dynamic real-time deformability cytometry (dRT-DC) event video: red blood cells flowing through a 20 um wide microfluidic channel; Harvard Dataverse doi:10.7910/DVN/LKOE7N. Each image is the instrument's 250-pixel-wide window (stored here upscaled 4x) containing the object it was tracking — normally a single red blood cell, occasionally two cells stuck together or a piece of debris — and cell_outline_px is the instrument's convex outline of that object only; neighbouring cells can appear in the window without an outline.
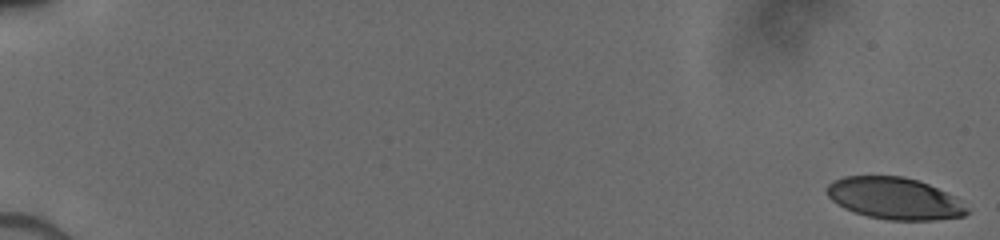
{"species": "human", "species_latin": "Homo sapiens", "temperature_condition": "cold", "stored_images_in_passage": 37, "camera_frame_rate_fps": 3000, "um_per_image_px": 0.085, "donor": {"sex": "male"}, "frame": {"image": 1, "passage_image": 1, "time_ms": 0.0, "image_size_px": [1000, 240], "cell_outline_px": [[968, 212], [964, 216], [936, 220], [888, 220], [868, 216], [852, 212], [836, 204], [828, 196], [824, 188], [832, 180], [844, 176], [904, 176], [920, 180], [956, 196], [968, 208]], "centroid_in_image_um": [76.02, 16.86], "position_along_channel_um": 9.0, "area_um2": 34.62}}
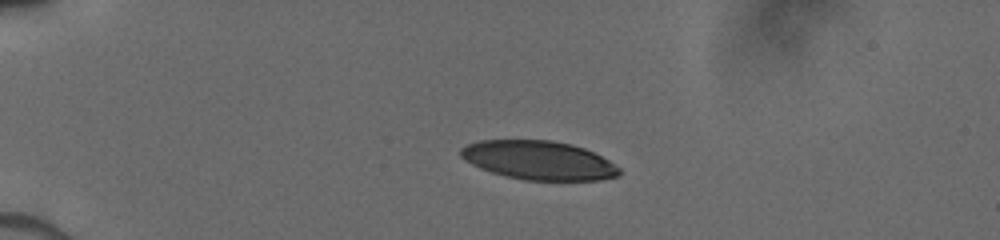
{"frame": {"image": 2, "passage_image": 26, "time_ms": 4.333, "image_size_px": [1000, 240], "cell_outline_px": [[620, 176], [600, 180], [524, 180], [492, 172], [480, 168], [464, 160], [460, 156], [460, 148], [468, 144], [480, 140], [552, 140], [572, 144], [584, 148], [608, 160], [620, 168]], "centroid_in_image_um": [45.79, 13.62], "position_along_channel_um": 39.2, "area_um2": 35.84}}